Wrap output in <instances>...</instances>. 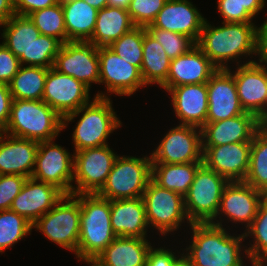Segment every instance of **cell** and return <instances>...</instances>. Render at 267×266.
I'll return each mask as SVG.
<instances>
[{
	"mask_svg": "<svg viewBox=\"0 0 267 266\" xmlns=\"http://www.w3.org/2000/svg\"><path fill=\"white\" fill-rule=\"evenodd\" d=\"M110 218L116 236L146 238L149 226L142 197L110 200Z\"/></svg>",
	"mask_w": 267,
	"mask_h": 266,
	"instance_id": "26",
	"label": "cell"
},
{
	"mask_svg": "<svg viewBox=\"0 0 267 266\" xmlns=\"http://www.w3.org/2000/svg\"><path fill=\"white\" fill-rule=\"evenodd\" d=\"M259 117H267V106H266L264 112Z\"/></svg>",
	"mask_w": 267,
	"mask_h": 266,
	"instance_id": "56",
	"label": "cell"
},
{
	"mask_svg": "<svg viewBox=\"0 0 267 266\" xmlns=\"http://www.w3.org/2000/svg\"><path fill=\"white\" fill-rule=\"evenodd\" d=\"M175 266H190V264L182 257Z\"/></svg>",
	"mask_w": 267,
	"mask_h": 266,
	"instance_id": "55",
	"label": "cell"
},
{
	"mask_svg": "<svg viewBox=\"0 0 267 266\" xmlns=\"http://www.w3.org/2000/svg\"><path fill=\"white\" fill-rule=\"evenodd\" d=\"M15 15L14 0H0V26Z\"/></svg>",
	"mask_w": 267,
	"mask_h": 266,
	"instance_id": "50",
	"label": "cell"
},
{
	"mask_svg": "<svg viewBox=\"0 0 267 266\" xmlns=\"http://www.w3.org/2000/svg\"><path fill=\"white\" fill-rule=\"evenodd\" d=\"M171 95L175 115L180 125L202 128L208 114L207 83L188 84L173 88H163Z\"/></svg>",
	"mask_w": 267,
	"mask_h": 266,
	"instance_id": "23",
	"label": "cell"
},
{
	"mask_svg": "<svg viewBox=\"0 0 267 266\" xmlns=\"http://www.w3.org/2000/svg\"><path fill=\"white\" fill-rule=\"evenodd\" d=\"M92 7L96 8L97 10H101L102 8L108 6L107 0H84Z\"/></svg>",
	"mask_w": 267,
	"mask_h": 266,
	"instance_id": "52",
	"label": "cell"
},
{
	"mask_svg": "<svg viewBox=\"0 0 267 266\" xmlns=\"http://www.w3.org/2000/svg\"><path fill=\"white\" fill-rule=\"evenodd\" d=\"M248 236H252L254 241L251 247L244 249L246 257L251 260L252 266H261L267 262V196L261 202L252 224L244 232V237Z\"/></svg>",
	"mask_w": 267,
	"mask_h": 266,
	"instance_id": "35",
	"label": "cell"
},
{
	"mask_svg": "<svg viewBox=\"0 0 267 266\" xmlns=\"http://www.w3.org/2000/svg\"><path fill=\"white\" fill-rule=\"evenodd\" d=\"M256 54L259 62L255 63L267 68V20L256 29Z\"/></svg>",
	"mask_w": 267,
	"mask_h": 266,
	"instance_id": "48",
	"label": "cell"
},
{
	"mask_svg": "<svg viewBox=\"0 0 267 266\" xmlns=\"http://www.w3.org/2000/svg\"><path fill=\"white\" fill-rule=\"evenodd\" d=\"M151 178V155L143 158L118 155L105 184L96 194L108 200L142 197Z\"/></svg>",
	"mask_w": 267,
	"mask_h": 266,
	"instance_id": "6",
	"label": "cell"
},
{
	"mask_svg": "<svg viewBox=\"0 0 267 266\" xmlns=\"http://www.w3.org/2000/svg\"><path fill=\"white\" fill-rule=\"evenodd\" d=\"M83 261H85L88 264H92L91 266H105L97 258H88V259L83 260Z\"/></svg>",
	"mask_w": 267,
	"mask_h": 266,
	"instance_id": "54",
	"label": "cell"
},
{
	"mask_svg": "<svg viewBox=\"0 0 267 266\" xmlns=\"http://www.w3.org/2000/svg\"><path fill=\"white\" fill-rule=\"evenodd\" d=\"M61 46L58 39L40 34L30 47V66L52 68Z\"/></svg>",
	"mask_w": 267,
	"mask_h": 266,
	"instance_id": "40",
	"label": "cell"
},
{
	"mask_svg": "<svg viewBox=\"0 0 267 266\" xmlns=\"http://www.w3.org/2000/svg\"><path fill=\"white\" fill-rule=\"evenodd\" d=\"M203 162L184 164L152 163V180L160 187L185 195Z\"/></svg>",
	"mask_w": 267,
	"mask_h": 266,
	"instance_id": "32",
	"label": "cell"
},
{
	"mask_svg": "<svg viewBox=\"0 0 267 266\" xmlns=\"http://www.w3.org/2000/svg\"><path fill=\"white\" fill-rule=\"evenodd\" d=\"M116 237L111 227L110 200L96 193L80 194L79 261L96 258Z\"/></svg>",
	"mask_w": 267,
	"mask_h": 266,
	"instance_id": "4",
	"label": "cell"
},
{
	"mask_svg": "<svg viewBox=\"0 0 267 266\" xmlns=\"http://www.w3.org/2000/svg\"><path fill=\"white\" fill-rule=\"evenodd\" d=\"M41 35L58 39L62 44L68 42L61 2L32 12L28 15Z\"/></svg>",
	"mask_w": 267,
	"mask_h": 266,
	"instance_id": "36",
	"label": "cell"
},
{
	"mask_svg": "<svg viewBox=\"0 0 267 266\" xmlns=\"http://www.w3.org/2000/svg\"><path fill=\"white\" fill-rule=\"evenodd\" d=\"M131 0H107V4L110 7L122 8L127 10L129 8Z\"/></svg>",
	"mask_w": 267,
	"mask_h": 266,
	"instance_id": "51",
	"label": "cell"
},
{
	"mask_svg": "<svg viewBox=\"0 0 267 266\" xmlns=\"http://www.w3.org/2000/svg\"><path fill=\"white\" fill-rule=\"evenodd\" d=\"M4 45L19 59L20 65L30 66V47L40 35L28 16L13 15L3 25Z\"/></svg>",
	"mask_w": 267,
	"mask_h": 266,
	"instance_id": "28",
	"label": "cell"
},
{
	"mask_svg": "<svg viewBox=\"0 0 267 266\" xmlns=\"http://www.w3.org/2000/svg\"><path fill=\"white\" fill-rule=\"evenodd\" d=\"M255 61L238 64L232 74L242 108L258 118L267 106V68Z\"/></svg>",
	"mask_w": 267,
	"mask_h": 266,
	"instance_id": "18",
	"label": "cell"
},
{
	"mask_svg": "<svg viewBox=\"0 0 267 266\" xmlns=\"http://www.w3.org/2000/svg\"><path fill=\"white\" fill-rule=\"evenodd\" d=\"M72 194H94L105 184L116 155L109 147L85 148L74 154Z\"/></svg>",
	"mask_w": 267,
	"mask_h": 266,
	"instance_id": "10",
	"label": "cell"
},
{
	"mask_svg": "<svg viewBox=\"0 0 267 266\" xmlns=\"http://www.w3.org/2000/svg\"><path fill=\"white\" fill-rule=\"evenodd\" d=\"M156 148L151 154L152 163L203 162L201 128L179 124L165 135Z\"/></svg>",
	"mask_w": 267,
	"mask_h": 266,
	"instance_id": "11",
	"label": "cell"
},
{
	"mask_svg": "<svg viewBox=\"0 0 267 266\" xmlns=\"http://www.w3.org/2000/svg\"><path fill=\"white\" fill-rule=\"evenodd\" d=\"M38 144L39 142L34 140L0 132V175L12 174L31 177Z\"/></svg>",
	"mask_w": 267,
	"mask_h": 266,
	"instance_id": "25",
	"label": "cell"
},
{
	"mask_svg": "<svg viewBox=\"0 0 267 266\" xmlns=\"http://www.w3.org/2000/svg\"><path fill=\"white\" fill-rule=\"evenodd\" d=\"M259 128L267 134V117H258Z\"/></svg>",
	"mask_w": 267,
	"mask_h": 266,
	"instance_id": "53",
	"label": "cell"
},
{
	"mask_svg": "<svg viewBox=\"0 0 267 266\" xmlns=\"http://www.w3.org/2000/svg\"><path fill=\"white\" fill-rule=\"evenodd\" d=\"M229 181L202 164L184 195L185 211L191 223H211L217 218L223 190Z\"/></svg>",
	"mask_w": 267,
	"mask_h": 266,
	"instance_id": "8",
	"label": "cell"
},
{
	"mask_svg": "<svg viewBox=\"0 0 267 266\" xmlns=\"http://www.w3.org/2000/svg\"><path fill=\"white\" fill-rule=\"evenodd\" d=\"M32 228L42 232L51 242L75 252L76 255L80 233V194H64L50 211L32 225Z\"/></svg>",
	"mask_w": 267,
	"mask_h": 266,
	"instance_id": "7",
	"label": "cell"
},
{
	"mask_svg": "<svg viewBox=\"0 0 267 266\" xmlns=\"http://www.w3.org/2000/svg\"><path fill=\"white\" fill-rule=\"evenodd\" d=\"M216 221L190 225L192 241L182 257L190 266H244L240 245L244 233L232 236L223 228L222 220Z\"/></svg>",
	"mask_w": 267,
	"mask_h": 266,
	"instance_id": "1",
	"label": "cell"
},
{
	"mask_svg": "<svg viewBox=\"0 0 267 266\" xmlns=\"http://www.w3.org/2000/svg\"><path fill=\"white\" fill-rule=\"evenodd\" d=\"M146 30L159 42L171 60L187 53L196 43L188 36L162 30L159 28H146Z\"/></svg>",
	"mask_w": 267,
	"mask_h": 266,
	"instance_id": "39",
	"label": "cell"
},
{
	"mask_svg": "<svg viewBox=\"0 0 267 266\" xmlns=\"http://www.w3.org/2000/svg\"><path fill=\"white\" fill-rule=\"evenodd\" d=\"M171 59L167 57L162 45L144 27L143 60L141 75L146 85L158 84L160 87L166 82Z\"/></svg>",
	"mask_w": 267,
	"mask_h": 266,
	"instance_id": "31",
	"label": "cell"
},
{
	"mask_svg": "<svg viewBox=\"0 0 267 266\" xmlns=\"http://www.w3.org/2000/svg\"><path fill=\"white\" fill-rule=\"evenodd\" d=\"M63 195L64 193L55 185L29 177L14 198L10 210L34 224L50 211Z\"/></svg>",
	"mask_w": 267,
	"mask_h": 266,
	"instance_id": "20",
	"label": "cell"
},
{
	"mask_svg": "<svg viewBox=\"0 0 267 266\" xmlns=\"http://www.w3.org/2000/svg\"><path fill=\"white\" fill-rule=\"evenodd\" d=\"M108 97L105 93L98 92L93 102H89L63 118L64 129L68 122H72L76 116L82 113L72 134L75 152L85 148L107 145L106 140L110 133L112 134L121 126V121L114 112L112 102Z\"/></svg>",
	"mask_w": 267,
	"mask_h": 266,
	"instance_id": "3",
	"label": "cell"
},
{
	"mask_svg": "<svg viewBox=\"0 0 267 266\" xmlns=\"http://www.w3.org/2000/svg\"><path fill=\"white\" fill-rule=\"evenodd\" d=\"M54 69L81 81L89 89L100 82L98 47L90 42L69 41L62 44Z\"/></svg>",
	"mask_w": 267,
	"mask_h": 266,
	"instance_id": "13",
	"label": "cell"
},
{
	"mask_svg": "<svg viewBox=\"0 0 267 266\" xmlns=\"http://www.w3.org/2000/svg\"><path fill=\"white\" fill-rule=\"evenodd\" d=\"M26 179L27 177L22 175H0V211L10 210Z\"/></svg>",
	"mask_w": 267,
	"mask_h": 266,
	"instance_id": "42",
	"label": "cell"
},
{
	"mask_svg": "<svg viewBox=\"0 0 267 266\" xmlns=\"http://www.w3.org/2000/svg\"><path fill=\"white\" fill-rule=\"evenodd\" d=\"M60 0H14L16 15L28 16L34 11L49 8L58 4Z\"/></svg>",
	"mask_w": 267,
	"mask_h": 266,
	"instance_id": "46",
	"label": "cell"
},
{
	"mask_svg": "<svg viewBox=\"0 0 267 266\" xmlns=\"http://www.w3.org/2000/svg\"><path fill=\"white\" fill-rule=\"evenodd\" d=\"M100 83H104L108 92L117 96H130L146 86L141 71L109 47H98Z\"/></svg>",
	"mask_w": 267,
	"mask_h": 266,
	"instance_id": "15",
	"label": "cell"
},
{
	"mask_svg": "<svg viewBox=\"0 0 267 266\" xmlns=\"http://www.w3.org/2000/svg\"><path fill=\"white\" fill-rule=\"evenodd\" d=\"M258 129V118L249 112L221 121L206 122L201 128L202 146L251 142Z\"/></svg>",
	"mask_w": 267,
	"mask_h": 266,
	"instance_id": "24",
	"label": "cell"
},
{
	"mask_svg": "<svg viewBox=\"0 0 267 266\" xmlns=\"http://www.w3.org/2000/svg\"><path fill=\"white\" fill-rule=\"evenodd\" d=\"M204 22L196 45L218 69H228L230 60L256 55V29L254 23L222 22L213 27Z\"/></svg>",
	"mask_w": 267,
	"mask_h": 266,
	"instance_id": "2",
	"label": "cell"
},
{
	"mask_svg": "<svg viewBox=\"0 0 267 266\" xmlns=\"http://www.w3.org/2000/svg\"><path fill=\"white\" fill-rule=\"evenodd\" d=\"M218 10L223 22L252 23L253 17L237 0H218Z\"/></svg>",
	"mask_w": 267,
	"mask_h": 266,
	"instance_id": "43",
	"label": "cell"
},
{
	"mask_svg": "<svg viewBox=\"0 0 267 266\" xmlns=\"http://www.w3.org/2000/svg\"><path fill=\"white\" fill-rule=\"evenodd\" d=\"M167 0H131L128 10L135 26L147 27L156 18Z\"/></svg>",
	"mask_w": 267,
	"mask_h": 266,
	"instance_id": "41",
	"label": "cell"
},
{
	"mask_svg": "<svg viewBox=\"0 0 267 266\" xmlns=\"http://www.w3.org/2000/svg\"><path fill=\"white\" fill-rule=\"evenodd\" d=\"M134 27L128 10L106 6L98 10L93 35L88 42L96 47H108Z\"/></svg>",
	"mask_w": 267,
	"mask_h": 266,
	"instance_id": "29",
	"label": "cell"
},
{
	"mask_svg": "<svg viewBox=\"0 0 267 266\" xmlns=\"http://www.w3.org/2000/svg\"><path fill=\"white\" fill-rule=\"evenodd\" d=\"M241 7H244L246 11L254 18L259 11L265 8V0H237Z\"/></svg>",
	"mask_w": 267,
	"mask_h": 266,
	"instance_id": "49",
	"label": "cell"
},
{
	"mask_svg": "<svg viewBox=\"0 0 267 266\" xmlns=\"http://www.w3.org/2000/svg\"><path fill=\"white\" fill-rule=\"evenodd\" d=\"M142 198L147 223L149 227L158 229L160 234L165 235L179 229L185 219L187 223L192 224L185 211L183 195L162 188L151 179Z\"/></svg>",
	"mask_w": 267,
	"mask_h": 266,
	"instance_id": "9",
	"label": "cell"
},
{
	"mask_svg": "<svg viewBox=\"0 0 267 266\" xmlns=\"http://www.w3.org/2000/svg\"><path fill=\"white\" fill-rule=\"evenodd\" d=\"M150 244L146 238L117 236L96 258L105 266H145Z\"/></svg>",
	"mask_w": 267,
	"mask_h": 266,
	"instance_id": "27",
	"label": "cell"
},
{
	"mask_svg": "<svg viewBox=\"0 0 267 266\" xmlns=\"http://www.w3.org/2000/svg\"><path fill=\"white\" fill-rule=\"evenodd\" d=\"M69 41L88 42L96 24L98 10L84 0H60Z\"/></svg>",
	"mask_w": 267,
	"mask_h": 266,
	"instance_id": "30",
	"label": "cell"
},
{
	"mask_svg": "<svg viewBox=\"0 0 267 266\" xmlns=\"http://www.w3.org/2000/svg\"><path fill=\"white\" fill-rule=\"evenodd\" d=\"M261 266H267V262L263 263Z\"/></svg>",
	"mask_w": 267,
	"mask_h": 266,
	"instance_id": "57",
	"label": "cell"
},
{
	"mask_svg": "<svg viewBox=\"0 0 267 266\" xmlns=\"http://www.w3.org/2000/svg\"><path fill=\"white\" fill-rule=\"evenodd\" d=\"M32 223L11 210L0 211V253L31 234Z\"/></svg>",
	"mask_w": 267,
	"mask_h": 266,
	"instance_id": "37",
	"label": "cell"
},
{
	"mask_svg": "<svg viewBox=\"0 0 267 266\" xmlns=\"http://www.w3.org/2000/svg\"><path fill=\"white\" fill-rule=\"evenodd\" d=\"M208 114L206 122H216L245 113L230 69H218L207 82Z\"/></svg>",
	"mask_w": 267,
	"mask_h": 266,
	"instance_id": "17",
	"label": "cell"
},
{
	"mask_svg": "<svg viewBox=\"0 0 267 266\" xmlns=\"http://www.w3.org/2000/svg\"><path fill=\"white\" fill-rule=\"evenodd\" d=\"M205 20L189 0H167L155 20L146 28L180 33L197 43Z\"/></svg>",
	"mask_w": 267,
	"mask_h": 266,
	"instance_id": "21",
	"label": "cell"
},
{
	"mask_svg": "<svg viewBox=\"0 0 267 266\" xmlns=\"http://www.w3.org/2000/svg\"><path fill=\"white\" fill-rule=\"evenodd\" d=\"M218 68L195 45L187 53L171 60L169 73L162 88L207 83Z\"/></svg>",
	"mask_w": 267,
	"mask_h": 266,
	"instance_id": "22",
	"label": "cell"
},
{
	"mask_svg": "<svg viewBox=\"0 0 267 266\" xmlns=\"http://www.w3.org/2000/svg\"><path fill=\"white\" fill-rule=\"evenodd\" d=\"M143 37L144 27L135 26L108 47L119 57L141 69L143 60Z\"/></svg>",
	"mask_w": 267,
	"mask_h": 266,
	"instance_id": "38",
	"label": "cell"
},
{
	"mask_svg": "<svg viewBox=\"0 0 267 266\" xmlns=\"http://www.w3.org/2000/svg\"><path fill=\"white\" fill-rule=\"evenodd\" d=\"M244 182L267 195V134L260 128L251 141L249 168Z\"/></svg>",
	"mask_w": 267,
	"mask_h": 266,
	"instance_id": "34",
	"label": "cell"
},
{
	"mask_svg": "<svg viewBox=\"0 0 267 266\" xmlns=\"http://www.w3.org/2000/svg\"><path fill=\"white\" fill-rule=\"evenodd\" d=\"M74 155L54 141L39 142L32 178L72 194Z\"/></svg>",
	"mask_w": 267,
	"mask_h": 266,
	"instance_id": "12",
	"label": "cell"
},
{
	"mask_svg": "<svg viewBox=\"0 0 267 266\" xmlns=\"http://www.w3.org/2000/svg\"><path fill=\"white\" fill-rule=\"evenodd\" d=\"M176 253L164 248H153L151 246L145 266H175L176 263L182 258L179 255L176 257Z\"/></svg>",
	"mask_w": 267,
	"mask_h": 266,
	"instance_id": "45",
	"label": "cell"
},
{
	"mask_svg": "<svg viewBox=\"0 0 267 266\" xmlns=\"http://www.w3.org/2000/svg\"><path fill=\"white\" fill-rule=\"evenodd\" d=\"M20 66L19 59L2 42L0 44V83L9 84Z\"/></svg>",
	"mask_w": 267,
	"mask_h": 266,
	"instance_id": "44",
	"label": "cell"
},
{
	"mask_svg": "<svg viewBox=\"0 0 267 266\" xmlns=\"http://www.w3.org/2000/svg\"><path fill=\"white\" fill-rule=\"evenodd\" d=\"M63 129V118L43 100H12L8 124L3 131L37 142L52 141Z\"/></svg>",
	"mask_w": 267,
	"mask_h": 266,
	"instance_id": "5",
	"label": "cell"
},
{
	"mask_svg": "<svg viewBox=\"0 0 267 266\" xmlns=\"http://www.w3.org/2000/svg\"><path fill=\"white\" fill-rule=\"evenodd\" d=\"M12 100L9 85L0 83V132H3L8 124Z\"/></svg>",
	"mask_w": 267,
	"mask_h": 266,
	"instance_id": "47",
	"label": "cell"
},
{
	"mask_svg": "<svg viewBox=\"0 0 267 266\" xmlns=\"http://www.w3.org/2000/svg\"><path fill=\"white\" fill-rule=\"evenodd\" d=\"M90 89L70 75L49 68L42 100L62 118L90 102Z\"/></svg>",
	"mask_w": 267,
	"mask_h": 266,
	"instance_id": "14",
	"label": "cell"
},
{
	"mask_svg": "<svg viewBox=\"0 0 267 266\" xmlns=\"http://www.w3.org/2000/svg\"><path fill=\"white\" fill-rule=\"evenodd\" d=\"M267 195L244 181L229 182L222 193L217 217L224 213L234 223L252 224L261 202Z\"/></svg>",
	"mask_w": 267,
	"mask_h": 266,
	"instance_id": "19",
	"label": "cell"
},
{
	"mask_svg": "<svg viewBox=\"0 0 267 266\" xmlns=\"http://www.w3.org/2000/svg\"><path fill=\"white\" fill-rule=\"evenodd\" d=\"M48 69L21 65L8 84L12 99L42 100Z\"/></svg>",
	"mask_w": 267,
	"mask_h": 266,
	"instance_id": "33",
	"label": "cell"
},
{
	"mask_svg": "<svg viewBox=\"0 0 267 266\" xmlns=\"http://www.w3.org/2000/svg\"><path fill=\"white\" fill-rule=\"evenodd\" d=\"M203 164L229 182L244 181L250 161L251 142L202 146Z\"/></svg>",
	"mask_w": 267,
	"mask_h": 266,
	"instance_id": "16",
	"label": "cell"
}]
</instances>
